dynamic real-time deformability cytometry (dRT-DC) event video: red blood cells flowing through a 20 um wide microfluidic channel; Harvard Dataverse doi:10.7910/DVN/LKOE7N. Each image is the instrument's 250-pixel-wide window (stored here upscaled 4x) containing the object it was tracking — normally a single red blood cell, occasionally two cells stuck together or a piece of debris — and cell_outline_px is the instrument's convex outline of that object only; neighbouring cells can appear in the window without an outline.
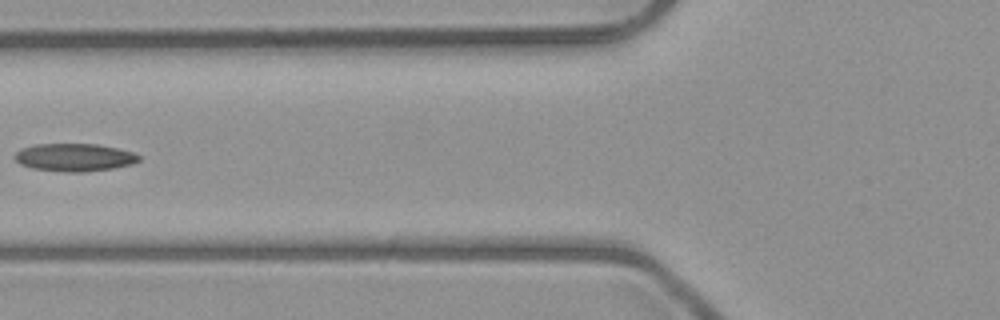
{"species": "common noctule bat (a hibernating species)", "species_latin": "Nyctalus noctula", "temperature_condition": "room temperature", "stored_images_in_passage": 3, "camera_frame_rate_fps": 3000, "um_per_image_px": 0.085, "animal": {"sex": "male", "body_mass_g": 23.1, "forearm_length_mm": 52.7}, "frame": {"image": 1, "passage_image": 3, "time_ms": 2.333, "image_size_px": [1000, 320], "cell_outline_px": [[140, 160], [132, 164], [112, 168], [84, 172], [68, 172], [32, 168], [20, 164], [12, 156], [20, 148], [36, 144], [96, 144], [116, 148], [132, 152], [140, 156]], "centroid_in_image_um": [6.29, 13.37], "position_along_channel_um": 119.5, "area_um2": 20.06}}